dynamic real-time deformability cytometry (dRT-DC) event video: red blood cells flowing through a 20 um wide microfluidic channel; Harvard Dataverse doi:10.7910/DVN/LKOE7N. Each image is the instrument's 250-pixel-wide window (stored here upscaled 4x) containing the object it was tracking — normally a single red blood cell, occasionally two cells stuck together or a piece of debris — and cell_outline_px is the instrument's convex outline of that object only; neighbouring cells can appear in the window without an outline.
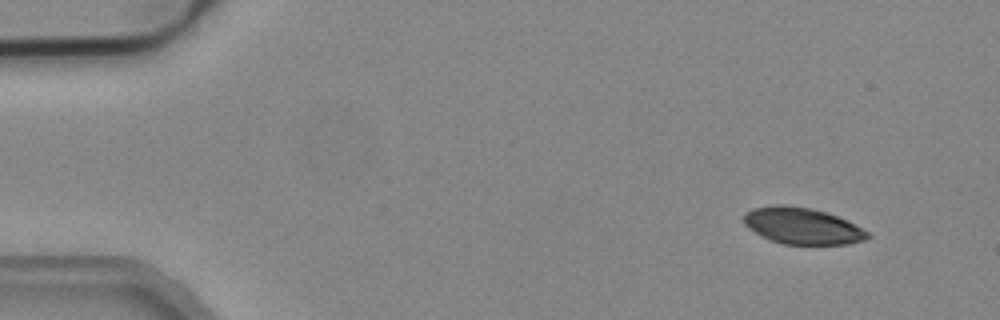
{"species": "common noctule bat (a hibernating species)", "species_latin": "Nyctalus noctula", "temperature_condition": "cold", "stored_images_in_passage": 4, "camera_frame_rate_fps": 3000, "um_per_image_px": 0.085, "animal": {"sex": "male", "body_mass_g": 19.2, "forearm_length_mm": 51.8}, "frame": {"image": 1, "passage_image": 1, "time_ms": 0.0, "image_size_px": [1000, 320], "cell_outline_px": [[872, 236], [864, 240], [848, 244], [784, 244], [772, 240], [756, 232], [744, 224], [744, 212], [752, 208], [772, 204], [784, 204], [812, 208], [828, 212], [868, 232]], "centroid_in_image_um": [68.17, 19.18], "position_along_channel_um": 16.8, "area_um2": 26.13}}
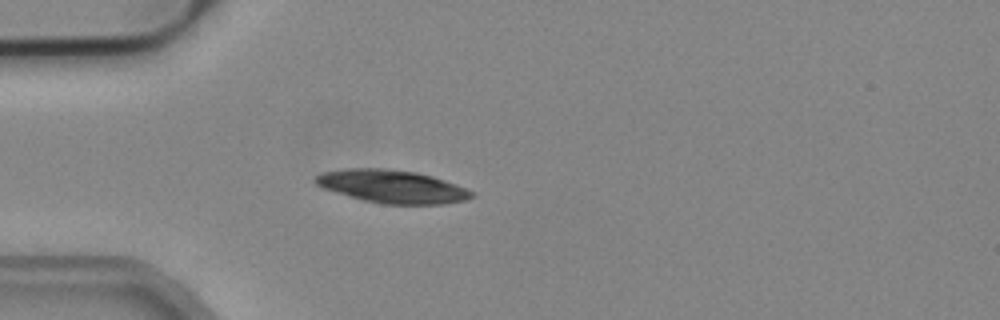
{"frame": {"image": 2, "passage_image": 4, "time_ms": 1.0, "image_size_px": [1000, 320], "cell_outline_px": [[476, 196], [464, 200], [444, 204], [380, 204], [364, 200], [324, 188], [316, 184], [316, 176], [324, 172], [348, 168], [384, 168], [416, 172], [432, 176], [456, 184], [476, 192]], "centroid_in_image_um": [33.4, 15.85], "position_along_channel_um": 51.6, "area_um2": 29.82}}